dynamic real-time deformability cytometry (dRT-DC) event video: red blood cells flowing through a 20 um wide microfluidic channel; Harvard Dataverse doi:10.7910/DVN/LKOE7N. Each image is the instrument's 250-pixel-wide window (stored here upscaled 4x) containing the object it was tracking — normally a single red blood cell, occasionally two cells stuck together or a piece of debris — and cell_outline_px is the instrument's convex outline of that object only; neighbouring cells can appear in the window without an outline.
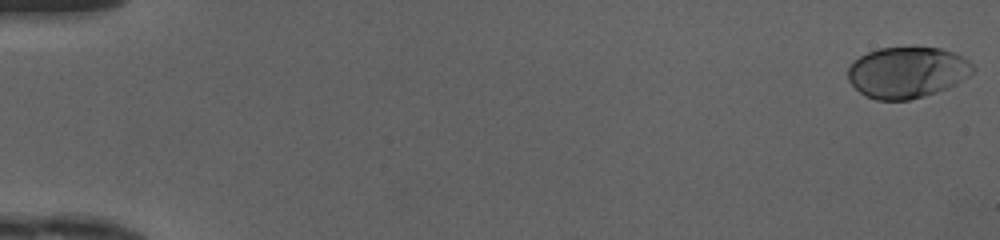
{"species": "human", "species_latin": "Homo sapiens", "temperature_condition": "cold", "stored_images_in_passage": 50, "camera_frame_rate_fps": 3000, "um_per_image_px": 0.085, "donor": {"sex": "female"}, "frame": {"image": 1, "passage_image": 1, "time_ms": 0.0, "image_size_px": [1000, 240], "cell_outline_px": [[976, 68], [968, 76], [956, 84], [948, 88], [924, 96], [908, 100], [876, 100], [864, 96], [848, 80], [848, 68], [860, 56], [868, 52], [880, 48], [940, 48], [952, 52], [968, 60]], "centroid_in_image_um": [77.11, 6.17], "position_along_channel_um": 7.9, "area_um2": 36.99}}
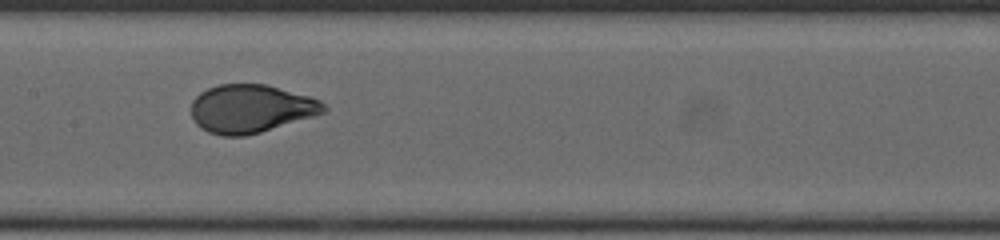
{"frame": {"image": 2, "passage_image": 26, "time_ms": 8.333, "image_size_px": [1000, 240], "cell_outline_px": [[328, 108], [324, 112], [312, 116], [260, 132], [244, 136], [220, 136], [208, 132], [200, 128], [196, 124], [192, 116], [192, 100], [200, 92], [208, 88], [220, 84], [264, 84], [308, 96], [320, 100]], "centroid_in_image_um": [21.28, 9.24], "position_along_channel_um": 186.1, "area_um2": 36.93}}
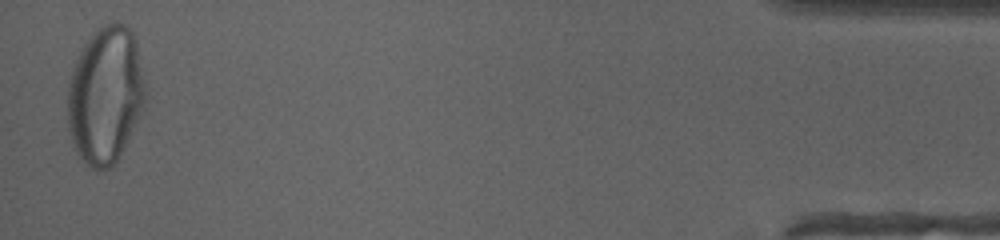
{"frame": {"image": 3, "passage_image": 49, "time_ms": 16.0, "image_size_px": [1000, 240], "cell_outline_px": [[144, 104], [120, 156], [112, 168], [96, 172], [76, 152], [68, 128], [68, 84], [76, 60], [84, 44], [92, 32], [96, 28], [104, 24], [116, 20], [124, 24], [132, 32], [136, 40], [144, 80]], "centroid_in_image_um": [8.95, 8.07], "position_along_channel_um": 426.3, "area_um2": 62.02}, "authors_computed_cell_mechanics": {"area_um2": 37.5411, "velocity_mm_per_s": 4.1878, "shape_relaxation_time_tau1_ms": 5.1498, "shape_relaxation_time_tau2_ms": null, "deformation_change_tau1": 0.2101, "deformation_change_tau2": null}}